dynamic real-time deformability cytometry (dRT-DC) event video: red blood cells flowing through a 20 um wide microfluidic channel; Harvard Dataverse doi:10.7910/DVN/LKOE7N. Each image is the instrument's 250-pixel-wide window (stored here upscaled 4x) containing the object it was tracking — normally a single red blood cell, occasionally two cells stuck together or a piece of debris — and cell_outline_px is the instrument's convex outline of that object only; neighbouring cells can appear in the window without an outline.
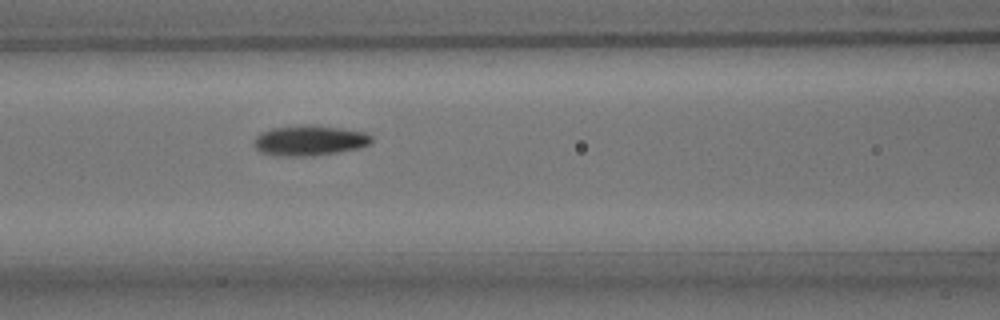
{"species": "common noctule bat (a hibernating species)", "species_latin": "Nyctalus noctula", "temperature_condition": "room temperature", "stored_images_in_passage": 7, "camera_frame_rate_fps": 3000, "um_per_image_px": 0.085, "animal": {"sex": "male", "body_mass_g": 15.6}, "frame": {"image": 1, "passage_image": 7, "time_ms": 8.0, "image_size_px": [1000, 320], "cell_outline_px": [[372, 140], [368, 144], [360, 148], [312, 156], [276, 156], [260, 152], [256, 148], [256, 136], [260, 132], [272, 128], [308, 124], [312, 124], [340, 128], [364, 132], [372, 136]], "centroid_in_image_um": [26.3, 11.94], "position_along_channel_um": 140.3, "area_um2": 20.69}}